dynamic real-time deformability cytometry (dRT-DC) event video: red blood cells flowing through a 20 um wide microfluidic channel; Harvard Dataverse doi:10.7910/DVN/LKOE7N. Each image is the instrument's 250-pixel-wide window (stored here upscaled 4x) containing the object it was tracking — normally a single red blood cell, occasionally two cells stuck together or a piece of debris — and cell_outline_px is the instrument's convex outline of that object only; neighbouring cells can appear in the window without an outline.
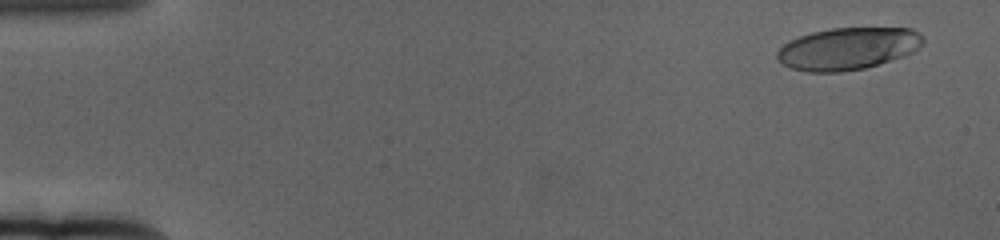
{"species": "human", "species_latin": "Homo sapiens", "temperature_condition": "cold", "stored_images_in_passage": 62, "camera_frame_rate_fps": 3000, "um_per_image_px": 0.085, "donor": {"sex": "female"}, "frame": {"image": 1, "passage_image": 4, "time_ms": 1.0, "image_size_px": [1000, 240], "cell_outline_px": [[924, 40], [920, 48], [904, 56], [864, 68], [840, 72], [808, 72], [792, 68], [784, 64], [776, 56], [776, 52], [784, 44], [800, 36], [812, 32], [832, 28], [912, 28], [920, 32], [924, 36]], "centroid_in_image_um": [72.11, 4.12], "position_along_channel_um": 12.9, "area_um2": 35.78}}
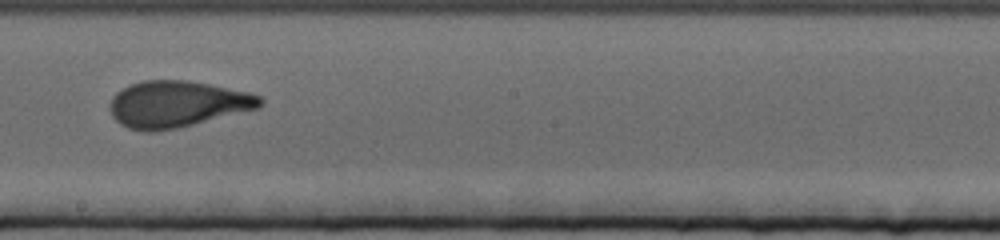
{"frame": {"image": 2, "passage_image": 36, "time_ms": 11.667, "image_size_px": [1000, 240], "cell_outline_px": [[264, 104], [260, 108], [176, 128], [152, 132], [144, 132], [128, 128], [120, 124], [112, 116], [108, 104], [112, 96], [116, 92], [132, 84], [144, 80], [188, 80], [212, 84], [252, 92], [260, 96], [264, 100]], "centroid_in_image_um": [15.08, 8.84], "position_along_channel_um": 233.1, "area_um2": 41.04}}
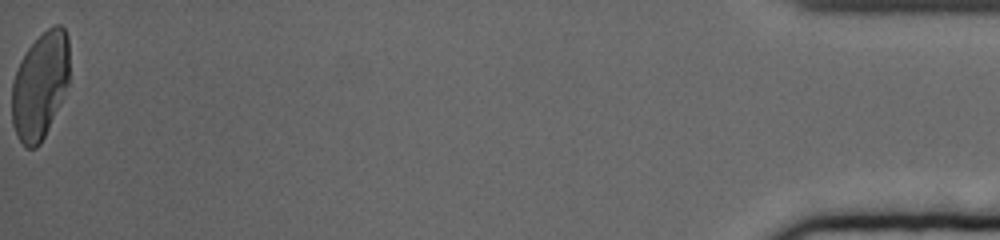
{"frame": {"image": 3, "passage_image": 62, "time_ms": 20.333, "image_size_px": [1000, 240], "cell_outline_px": [[68, 84], [60, 104], [40, 144], [36, 148], [28, 148], [20, 140], [12, 124], [12, 84], [20, 60], [28, 48], [48, 28], [56, 24], [60, 24], [64, 28], [68, 36]], "centroid_in_image_um": [3.41, 7.26], "position_along_channel_um": 431.8, "area_um2": 35.43}, "authors_computed_cell_mechanics": {"area_um2": 38.7549, "velocity_mm_per_s": 3.3505, "shape_relaxation_time_tau1_ms": 5.4414, "shape_relaxation_time_tau2_ms": 1.2253, "deformation_change_tau1": 0.2258, "deformation_change_tau2": 0.0764}}